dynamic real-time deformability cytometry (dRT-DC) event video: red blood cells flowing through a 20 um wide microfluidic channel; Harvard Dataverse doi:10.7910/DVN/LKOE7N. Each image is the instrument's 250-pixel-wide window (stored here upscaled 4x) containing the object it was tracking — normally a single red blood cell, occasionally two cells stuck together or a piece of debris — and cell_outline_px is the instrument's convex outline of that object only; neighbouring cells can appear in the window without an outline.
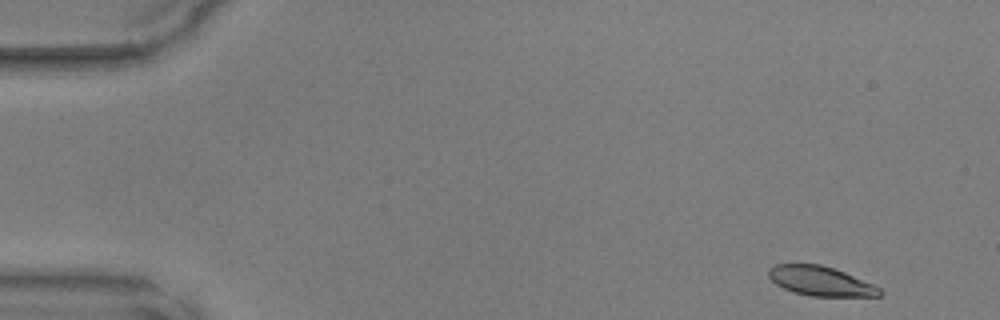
{"species": "common noctule bat (a hibernating species)", "species_latin": "Nyctalus noctula", "temperature_condition": "warm", "stored_images_in_passage": 46, "camera_frame_rate_fps": 3000, "um_per_image_px": 0.085, "animal": {"sex": "male", "body_mass_g": 17.9, "forearm_length_mm": 54.2}, "frame": {"image": 1, "passage_image": 1, "time_ms": 0.0, "image_size_px": [1000, 320], "cell_outline_px": [[884, 292], [880, 296], [808, 296], [792, 292], [776, 284], [768, 276], [768, 268], [776, 264], [820, 264], [844, 272], [872, 284], [880, 288]], "centroid_in_image_um": [69.72, 23.9], "position_along_channel_um": 15.3, "area_um2": 19.02}}
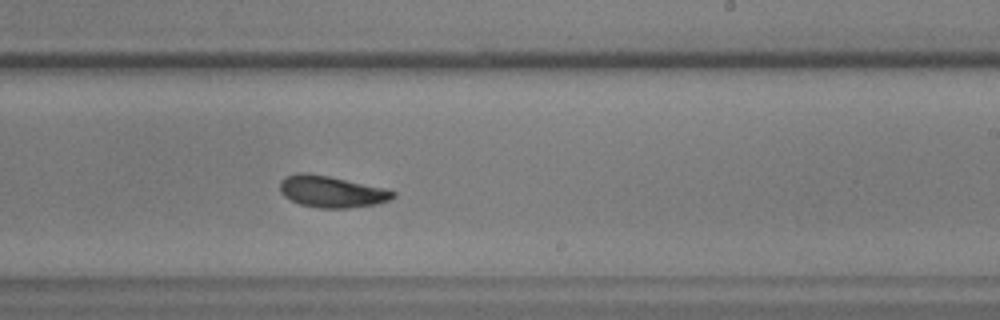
{"frame": {"image": 2, "passage_image": 27, "time_ms": 8.667, "image_size_px": [1000, 320], "cell_outline_px": [[396, 196], [392, 200], [376, 204], [348, 208], [316, 208], [300, 204], [284, 196], [280, 192], [280, 180], [284, 176], [296, 172], [308, 172], [328, 176], [384, 188], [396, 192]], "centroid_in_image_um": [28.16, 16.28], "position_along_channel_um": 260.8, "area_um2": 20.98}}
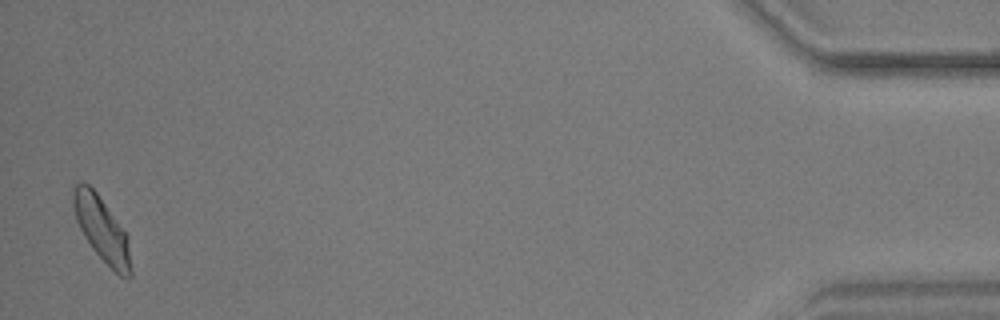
{"frame": {"image": 3, "passage_image": 45, "time_ms": 14.667, "image_size_px": [1000, 320], "cell_outline_px": [[132, 276], [120, 276], [92, 248], [84, 236], [76, 220], [72, 204], [72, 184], [80, 180], [88, 184], [96, 192], [128, 236], [132, 268]], "centroid_in_image_um": [8.62, 19.44], "position_along_channel_um": 426.6, "area_um2": 21.56}}